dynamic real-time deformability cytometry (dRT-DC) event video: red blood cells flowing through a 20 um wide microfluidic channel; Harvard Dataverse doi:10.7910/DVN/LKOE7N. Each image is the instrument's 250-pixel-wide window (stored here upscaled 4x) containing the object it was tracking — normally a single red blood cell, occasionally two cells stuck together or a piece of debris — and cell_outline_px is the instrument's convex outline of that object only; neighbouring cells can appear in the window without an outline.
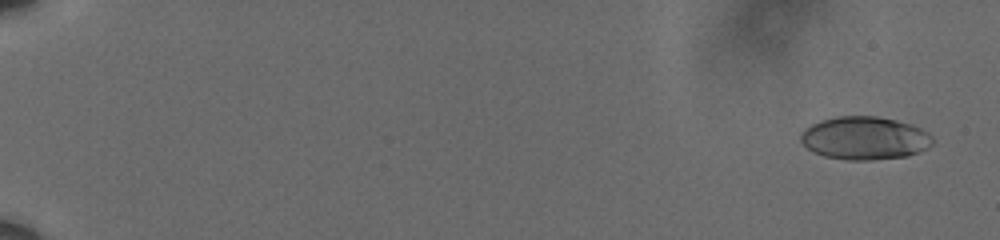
{"species": "human", "species_latin": "Homo sapiens", "temperature_condition": "cold", "stored_images_in_passage": 60, "camera_frame_rate_fps": 3000, "um_per_image_px": 0.085, "donor": {"sex": "male"}, "frame": {"image": 1, "passage_image": 3, "time_ms": 0.667, "image_size_px": [1000, 240], "cell_outline_px": [[932, 144], [928, 148], [920, 152], [908, 156], [872, 160], [848, 160], [824, 156], [808, 148], [800, 140], [800, 132], [804, 128], [820, 120], [836, 116], [876, 116], [896, 120], [920, 128], [928, 132], [932, 136]], "centroid_in_image_um": [73.49, 11.74], "position_along_channel_um": 11.5, "area_um2": 33.18}}
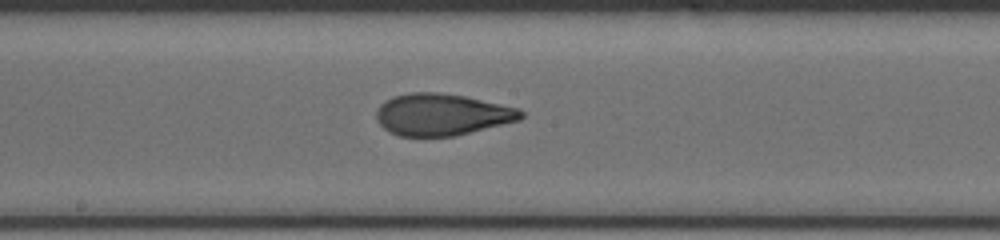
{"frame": {"image": 2, "passage_image": 36, "time_ms": 11.667, "image_size_px": [1000, 240], "cell_outline_px": [[524, 116], [520, 120], [456, 136], [400, 136], [388, 132], [376, 120], [376, 108], [384, 100], [392, 96], [408, 92], [440, 92], [464, 96], [520, 108], [524, 112]], "centroid_in_image_um": [37.54, 9.73], "position_along_channel_um": 210.7, "area_um2": 35.6}}
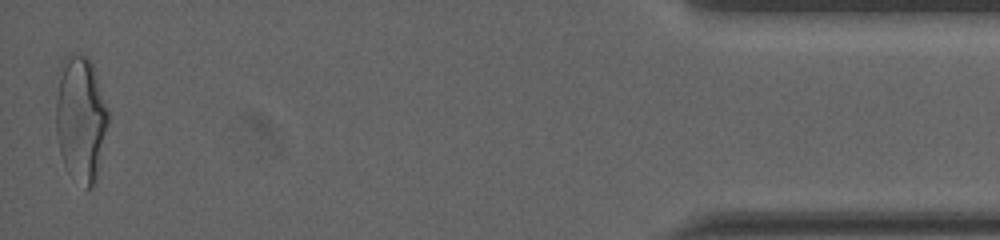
{"frame": {"image": 3, "passage_image": 60, "time_ms": 19.667, "image_size_px": [1000, 240], "cell_outline_px": [[108, 120], [96, 184], [92, 188], [88, 188], [64, 164], [60, 152], [56, 132], [56, 72], [60, 60], [64, 56], [88, 56], [92, 64], [108, 108]], "centroid_in_image_um": [6.84, 10.0], "position_along_channel_um": 428.4, "area_um2": 38.21}, "authors_computed_cell_mechanics": {"area_um2": 34.5355, "velocity_mm_per_s": 3.6172, "shape_relaxation_time_tau1_ms": 5.1048, "shape_relaxation_time_tau2_ms": 1.5048, "deformation_change_tau1": 0.1854, "deformation_change_tau2": 0.0709}}